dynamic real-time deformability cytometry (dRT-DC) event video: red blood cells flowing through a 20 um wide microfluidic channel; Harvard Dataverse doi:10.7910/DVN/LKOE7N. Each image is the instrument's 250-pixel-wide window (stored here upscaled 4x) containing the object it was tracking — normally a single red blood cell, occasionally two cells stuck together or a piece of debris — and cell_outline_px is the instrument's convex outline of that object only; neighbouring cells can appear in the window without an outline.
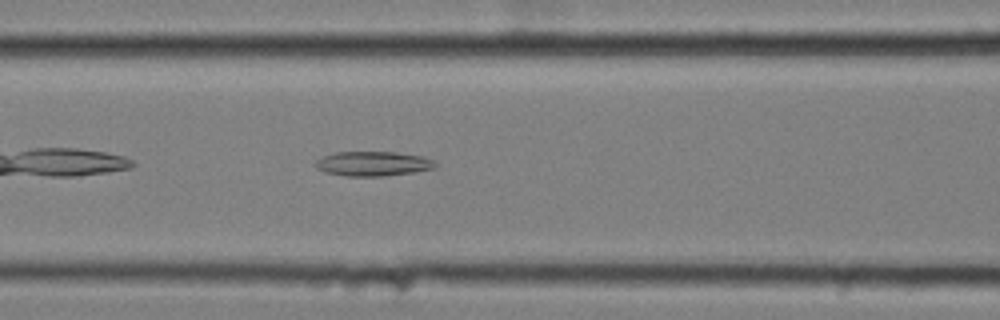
{"species": "common noctule bat (a hibernating species)", "species_latin": "Nyctalus noctula", "temperature_condition": "cold", "stored_images_in_passage": 40, "camera_frame_rate_fps": 3000, "um_per_image_px": 0.085, "animal": {"sex": "female", "body_mass_g": 25.1}, "frame": {"image": 1, "passage_image": 7, "time_ms": 2.0, "image_size_px": [1000, 320], "cell_outline_px": [[436, 168], [412, 172], [380, 176], [348, 176], [324, 172], [316, 168], [312, 164], [316, 160], [324, 156], [336, 152], [396, 152], [424, 156], [432, 160], [436, 164]], "centroid_in_image_um": [31.67, 13.91], "position_along_channel_um": 134.9, "area_um2": 17.17}}
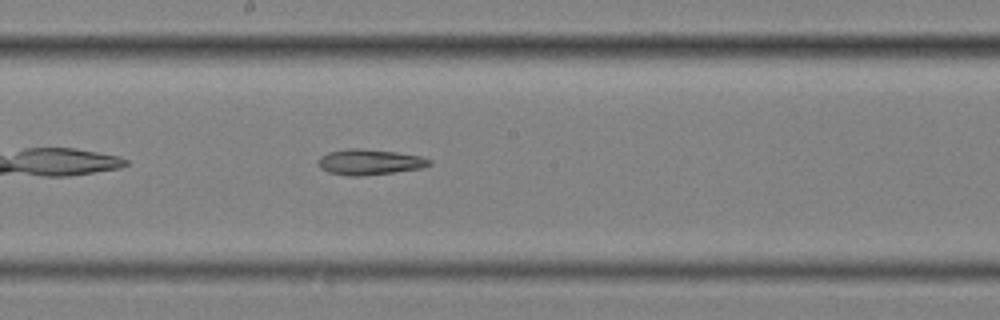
{"frame": {"image": 2, "passage_image": 14, "time_ms": 4.333, "image_size_px": [1000, 320], "cell_outline_px": [[432, 164], [420, 168], [392, 172], [360, 176], [348, 176], [328, 172], [320, 168], [316, 164], [316, 160], [320, 156], [328, 152], [348, 148], [360, 148], [396, 152], [420, 156], [432, 160]], "centroid_in_image_um": [31.35, 13.76], "position_along_channel_um": 216.9, "area_um2": 16.65}}
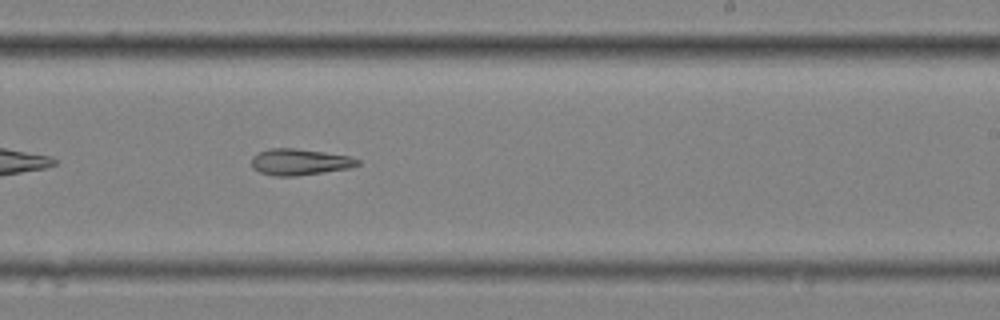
{"frame": {"image": 3, "passage_image": 18, "time_ms": 5.667, "image_size_px": [1000, 320], "cell_outline_px": [[360, 164], [348, 168], [324, 172], [296, 176], [272, 176], [260, 172], [252, 168], [252, 156], [260, 152], [272, 148], [292, 148], [324, 152], [348, 156], [360, 160]], "centroid_in_image_um": [25.45, 13.77], "position_along_channel_um": 263.6, "area_um2": 16.13}}